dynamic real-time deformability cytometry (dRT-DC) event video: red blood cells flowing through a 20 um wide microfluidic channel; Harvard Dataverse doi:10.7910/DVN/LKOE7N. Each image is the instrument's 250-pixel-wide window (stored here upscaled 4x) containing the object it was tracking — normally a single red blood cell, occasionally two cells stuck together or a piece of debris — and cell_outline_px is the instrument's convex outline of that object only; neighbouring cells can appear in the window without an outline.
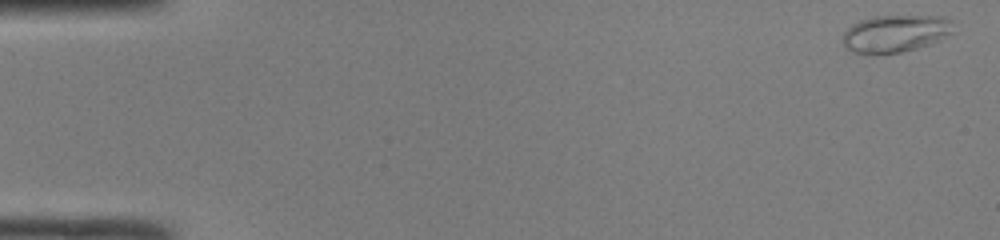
{"species": "common noctule bat (a hibernating species)", "species_latin": "Nyctalus noctula", "temperature_condition": "room temperature", "stored_images_in_passage": 48, "camera_frame_rate_fps": 3000, "um_per_image_px": 0.085, "animal": {"sex": "male", "body_mass_g": 19.0, "forearm_length_mm": 50.8}, "frame": {"image": 1, "passage_image": 1, "time_ms": 0.0, "image_size_px": [1000, 240], "cell_outline_px": [[952, 32], [928, 44], [916, 48], [900, 52], [852, 52], [844, 44], [844, 32], [852, 24], [860, 20], [876, 16], [944, 16], [952, 20]], "centroid_in_image_um": [76.12, 2.81], "position_along_channel_um": 8.9, "area_um2": 23.29}}
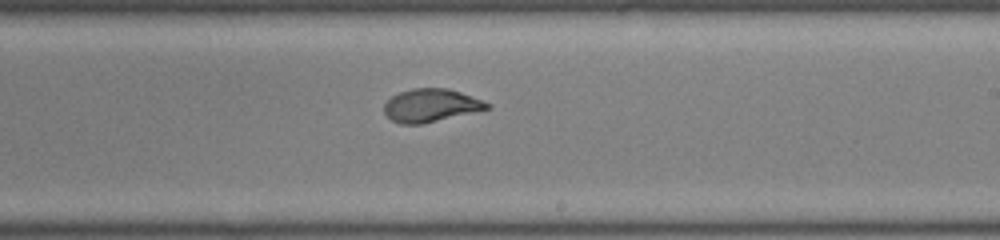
{"frame": {"image": 2, "passage_image": 29, "time_ms": 9.333, "image_size_px": [1000, 240], "cell_outline_px": [[492, 108], [420, 124], [400, 124], [392, 120], [384, 112], [384, 104], [392, 96], [400, 92], [412, 88], [448, 88], [472, 96], [492, 104]], "centroid_in_image_um": [36.64, 8.95], "position_along_channel_um": 252.4, "area_um2": 19.71}}
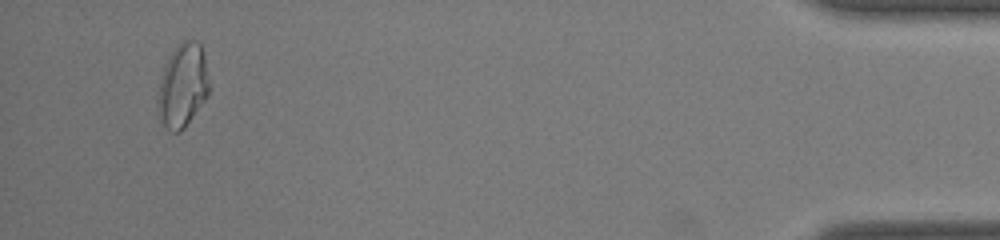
{"frame": {"image": 3, "passage_image": 46, "time_ms": 15.0, "image_size_px": [1000, 240], "cell_outline_px": [[208, 96], [184, 128], [180, 132], [172, 132], [160, 120], [156, 112], [156, 100], [160, 80], [164, 68], [172, 52], [184, 40], [196, 40], [200, 44], [204, 56], [208, 80]], "centroid_in_image_um": [15.5, 7.31], "position_along_channel_um": 419.7, "area_um2": 24.8}, "authors_computed_cell_mechanics": {"area_um2": 20.808, "velocity_mm_per_s": 4.212, "shape_relaxation_time_tau1_ms": 8.0773, "shape_relaxation_time_tau2_ms": null, "deformation_change_tau1": 0.2743, "deformation_change_tau2": null}}